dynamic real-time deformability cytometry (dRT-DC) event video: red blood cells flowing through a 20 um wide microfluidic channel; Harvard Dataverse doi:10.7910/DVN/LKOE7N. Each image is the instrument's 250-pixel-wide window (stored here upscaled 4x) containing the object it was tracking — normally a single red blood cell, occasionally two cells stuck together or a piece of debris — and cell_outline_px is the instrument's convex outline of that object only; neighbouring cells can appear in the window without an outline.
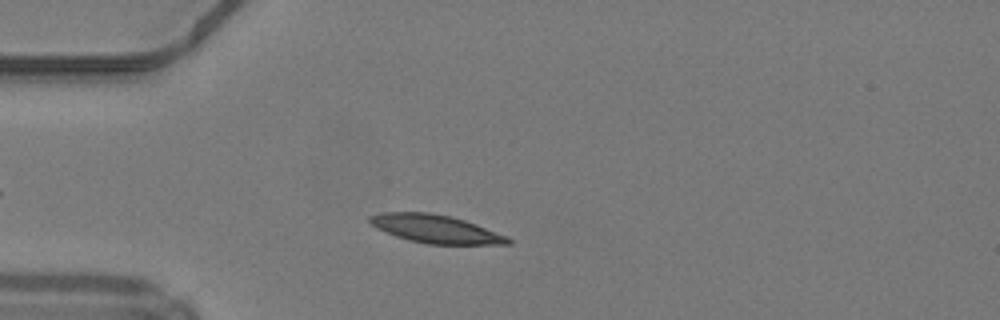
{"species": "common noctule bat (a hibernating species)", "species_latin": "Nyctalus noctula", "temperature_condition": "warm", "stored_images_in_passage": 40, "camera_frame_rate_fps": 3000, "um_per_image_px": 0.085, "animal": {"sex": "male", "body_mass_g": 19.2, "forearm_length_mm": 51.8}, "frame": {"image": 1, "passage_image": 8, "time_ms": 2.333, "image_size_px": [1000, 320], "cell_outline_px": [[512, 244], [428, 244], [408, 240], [396, 236], [376, 228], [368, 220], [368, 216], [380, 212], [432, 212], [452, 216], [476, 224], [508, 236], [512, 240]], "centroid_in_image_um": [37.03, 19.45], "position_along_channel_um": 48.0, "area_um2": 22.83}}
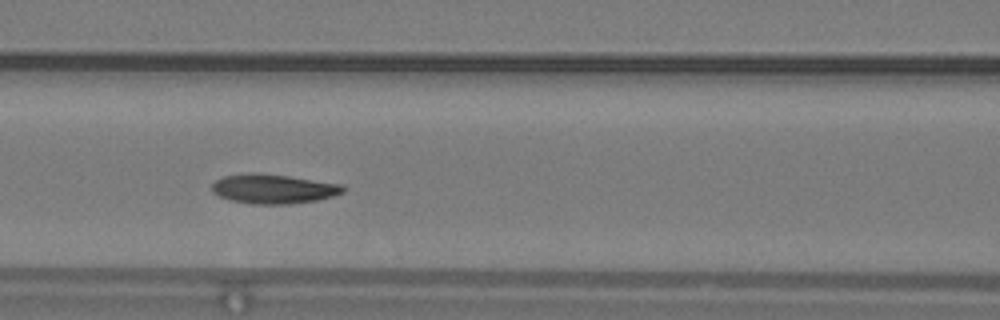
{"frame": {"image": 2, "passage_image": 16, "time_ms": 5.0, "image_size_px": [1000, 320], "cell_outline_px": [[348, 188], [344, 192], [332, 196], [316, 200], [288, 204], [252, 204], [232, 200], [220, 196], [212, 192], [212, 184], [216, 180], [224, 176], [244, 172], [260, 172], [344, 184]], "centroid_in_image_um": [23.26, 16.03], "position_along_channel_um": 143.3, "area_um2": 22.72}}
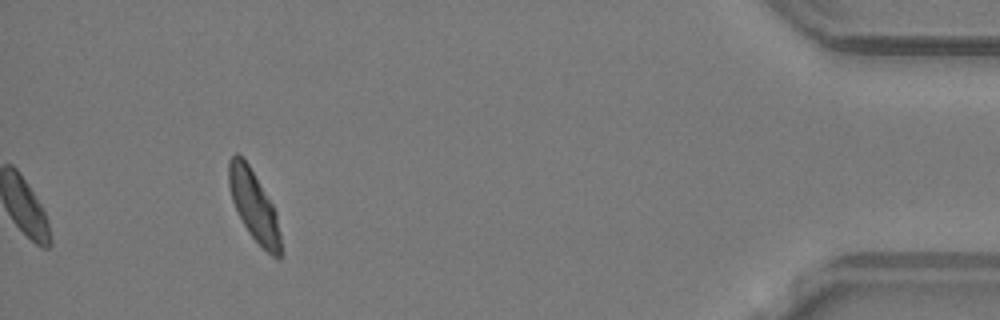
{"frame": {"image": 3, "passage_image": 40, "time_ms": 13.0, "image_size_px": [1000, 320], "cell_outline_px": [[280, 256], [272, 256], [248, 232], [232, 200], [228, 184], [228, 160], [236, 152], [248, 164], [272, 204], [276, 212], [280, 236]], "centroid_in_image_um": [21.55, 17.44], "position_along_channel_um": 413.6, "area_um2": 20.52}, "authors_computed_cell_mechanics": {"area_um2": 22.2241, "velocity_mm_per_s": 4.1896, "shape_relaxation_time_tau1_ms": 3.3862, "shape_relaxation_time_tau2_ms": 1.0513, "deformation_change_tau1": 0.1341, "deformation_change_tau2": 0.0476}}